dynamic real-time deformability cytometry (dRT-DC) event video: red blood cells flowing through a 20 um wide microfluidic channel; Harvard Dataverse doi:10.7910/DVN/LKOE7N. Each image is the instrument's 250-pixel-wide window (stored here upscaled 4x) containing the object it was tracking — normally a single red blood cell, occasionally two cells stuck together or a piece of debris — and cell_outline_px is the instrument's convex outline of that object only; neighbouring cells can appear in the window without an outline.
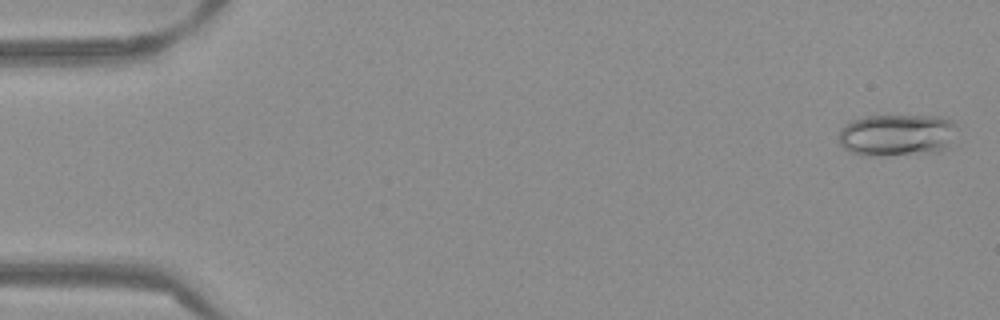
{"species": "Egyptian fruit bat (a non-hibernating species)", "species_latin": "Rousettus aegyptiacus", "temperature_condition": "warm", "stored_images_in_passage": 53, "camera_frame_rate_fps": 3000, "um_per_image_px": 0.085, "frame": {"image": 1, "passage_image": 2, "time_ms": 0.333, "image_size_px": [1000, 320], "cell_outline_px": [[956, 128], [948, 148], [940, 152], [868, 156], [864, 156], [852, 152], [844, 148], [840, 144], [840, 128], [852, 120], [868, 116], [944, 116], [952, 120]], "centroid_in_image_um": [76.26, 11.48], "position_along_channel_um": 8.7, "area_um2": 29.02}}
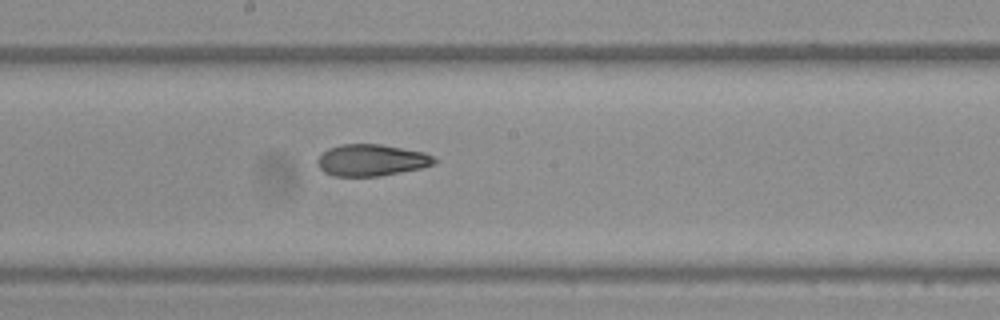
{"frame": {"image": 2, "passage_image": 29, "time_ms": 9.333, "image_size_px": [1000, 320], "cell_outline_px": [[436, 164], [420, 168], [380, 176], [332, 176], [324, 172], [320, 168], [316, 160], [328, 148], [340, 144], [380, 144], [424, 152], [432, 156], [436, 160]], "centroid_in_image_um": [31.56, 13.61], "position_along_channel_um": 216.6, "area_um2": 21.5}}
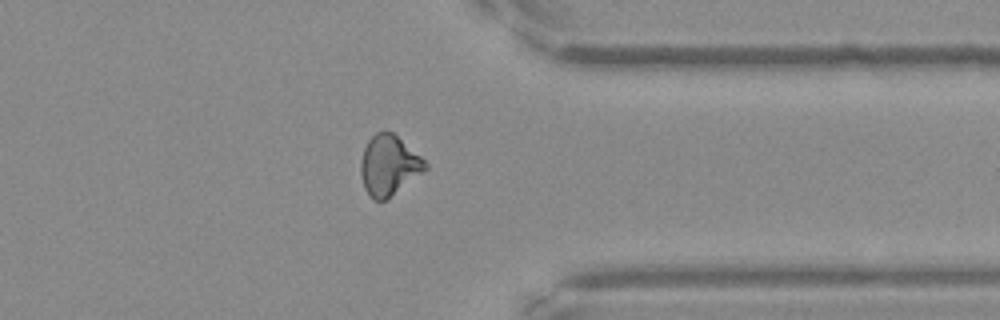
{"frame": {"image": 3, "passage_image": 42, "time_ms": 13.667, "image_size_px": [1000, 320], "cell_outline_px": [[428, 168], [384, 200], [372, 200], [368, 196], [364, 188], [360, 172], [360, 160], [364, 148], [368, 140], [376, 132], [384, 128], [392, 132], [420, 156], [428, 164]], "centroid_in_image_um": [33.01, 14.02], "position_along_channel_um": 378.4, "area_um2": 22.43}, "authors_computed_cell_mechanics": {"area_um2": 22.5998, "velocity_mm_per_s": 3.8819, "shape_relaxation_time_tau1_ms": null, "shape_relaxation_time_tau2_ms": 2.9122, "deformation_change_tau1": null, "deformation_change_tau2": 0.1022}}